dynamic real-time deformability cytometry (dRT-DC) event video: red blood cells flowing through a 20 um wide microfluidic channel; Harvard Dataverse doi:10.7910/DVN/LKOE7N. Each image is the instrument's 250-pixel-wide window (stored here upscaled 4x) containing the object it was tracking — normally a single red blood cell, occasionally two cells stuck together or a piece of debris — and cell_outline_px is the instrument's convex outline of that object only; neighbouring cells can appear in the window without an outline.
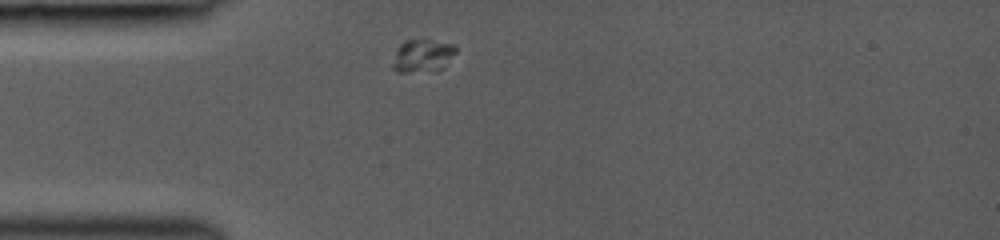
{"species": "common noctule bat (a hibernating species)", "species_latin": "Nyctalus noctula", "temperature_condition": "room temperature", "stored_images_in_passage": 6, "camera_frame_rate_fps": 3000, "um_per_image_px": 0.085, "animal": {"sex": "female", "body_mass_g": 19.0, "forearm_length_mm": 53.3}, "frame": {"image": 1, "passage_image": 1, "time_ms": 0.0, "image_size_px": [1000, 240], "cell_outline_px": [[456, 52], [440, 68], [408, 72], [396, 72], [392, 68], [392, 64], [396, 48], [404, 40], [424, 40], [452, 44], [456, 48]], "centroid_in_image_um": [35.83, 4.72], "position_along_channel_um": 49.2, "area_um2": 11.62}}
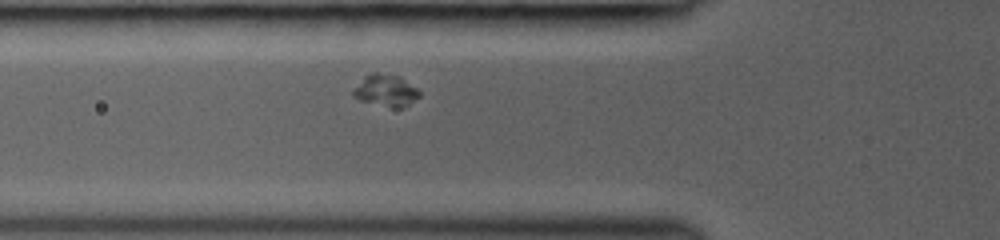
{"frame": {"image": 2, "passage_image": 3, "time_ms": 1.333, "image_size_px": [1000, 240], "cell_outline_px": [[420, 96], [404, 108], [392, 108], [360, 100], [352, 96], [352, 92], [364, 76], [372, 72], [376, 72], [400, 76], [416, 88], [420, 92]], "centroid_in_image_um": [32.8, 7.7], "position_along_channel_um": 93.0, "area_um2": 12.31}}
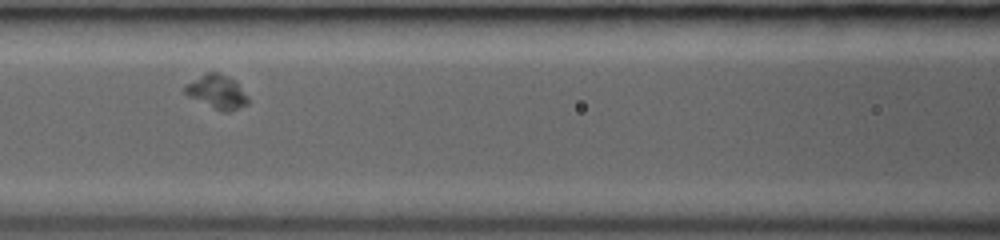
{"frame": {"image": 3, "passage_image": 5, "time_ms": 2.667, "image_size_px": [1000, 240], "cell_outline_px": [[248, 104], [232, 112], [224, 112], [188, 96], [184, 92], [184, 84], [204, 72], [220, 72], [236, 80], [248, 100]], "centroid_in_image_um": [18.42, 7.78], "position_along_channel_um": 148.2, "area_um2": 12.54}}